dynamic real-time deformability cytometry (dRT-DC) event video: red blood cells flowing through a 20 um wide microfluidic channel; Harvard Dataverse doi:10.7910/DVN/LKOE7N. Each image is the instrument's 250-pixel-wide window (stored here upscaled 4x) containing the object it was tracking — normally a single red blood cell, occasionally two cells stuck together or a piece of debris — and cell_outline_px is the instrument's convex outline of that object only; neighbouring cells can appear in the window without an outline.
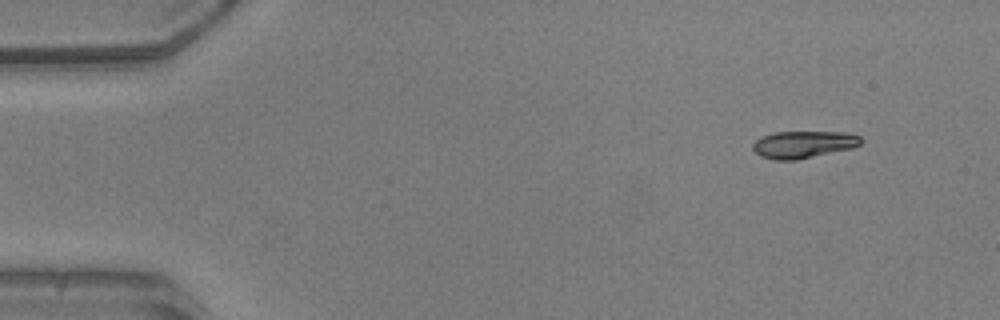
{"species": "common noctule bat (a hibernating species)", "species_latin": "Nyctalus noctula", "temperature_condition": "warm", "stored_images_in_passage": 36, "camera_frame_rate_fps": 3000, "um_per_image_px": 0.085, "animal": {"sex": "male", "body_mass_g": 20.5, "forearm_length_mm": 52.5}, "frame": {"image": 1, "passage_image": 1, "time_ms": 0.0, "image_size_px": [1000, 320], "cell_outline_px": [[860, 144], [852, 148], [796, 160], [776, 160], [760, 156], [752, 148], [752, 144], [756, 140], [764, 136], [776, 132], [848, 132], [860, 136]], "centroid_in_image_um": [68.28, 12.28], "position_along_channel_um": 16.7, "area_um2": 16.94}}
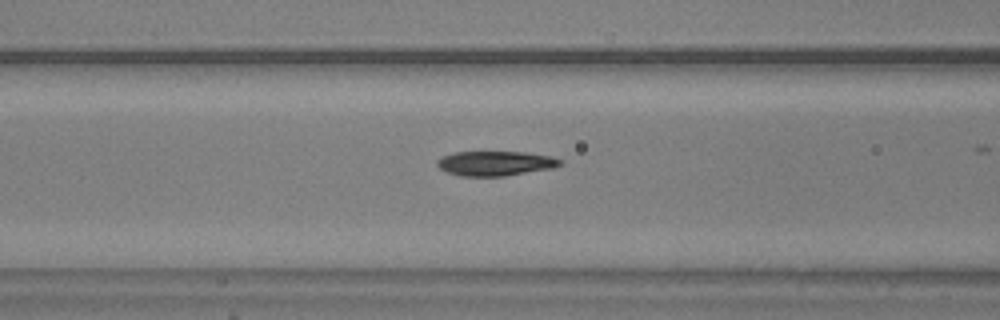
{"frame": {"image": 2, "passage_image": 17, "time_ms": 5.333, "image_size_px": [1000, 320], "cell_outline_px": [[564, 164], [552, 168], [504, 176], [460, 176], [448, 172], [440, 168], [436, 164], [436, 160], [452, 152], [524, 152], [552, 156], [564, 160]], "centroid_in_image_um": [42.14, 13.88], "position_along_channel_um": 124.5, "area_um2": 17.74}}
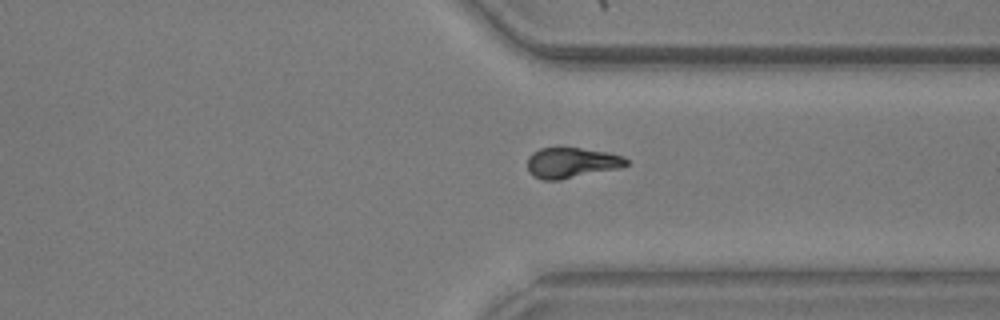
{"frame": {"image": 3, "passage_image": 35, "time_ms": 11.333, "image_size_px": [1000, 320], "cell_outline_px": [[628, 164], [620, 168], [560, 180], [544, 180], [532, 176], [528, 172], [528, 156], [532, 152], [540, 148], [580, 148], [608, 152], [624, 156], [628, 160]], "centroid_in_image_um": [48.58, 13.84], "position_along_channel_um": 362.8, "area_um2": 17.69}}